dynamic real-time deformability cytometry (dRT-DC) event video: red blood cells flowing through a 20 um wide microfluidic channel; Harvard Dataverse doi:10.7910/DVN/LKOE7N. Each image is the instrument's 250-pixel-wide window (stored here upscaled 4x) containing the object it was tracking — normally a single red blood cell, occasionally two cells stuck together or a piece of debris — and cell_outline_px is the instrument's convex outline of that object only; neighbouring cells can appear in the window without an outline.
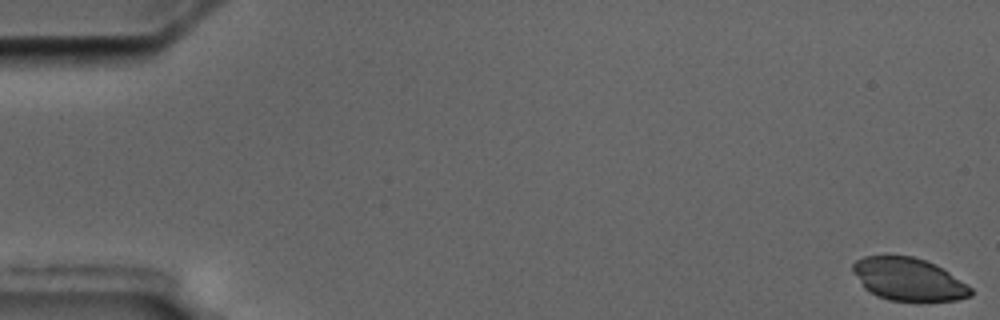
{"species": "common noctule bat (a hibernating species)", "species_latin": "Nyctalus noctula", "temperature_condition": "cold", "stored_images_in_passage": 57, "camera_frame_rate_fps": 3000, "um_per_image_px": 0.085, "animal": {"sex": "male", "body_mass_g": 17.5, "forearm_length_mm": 52.3}, "frame": {"image": 1, "passage_image": 1, "time_ms": 0.0, "image_size_px": [1000, 320], "cell_outline_px": [[972, 296], [956, 300], [888, 300], [876, 296], [864, 288], [852, 272], [852, 264], [856, 260], [864, 256], [912, 256], [936, 264], [972, 288]], "centroid_in_image_um": [77.19, 23.73], "position_along_channel_um": 7.8, "area_um2": 29.13}}
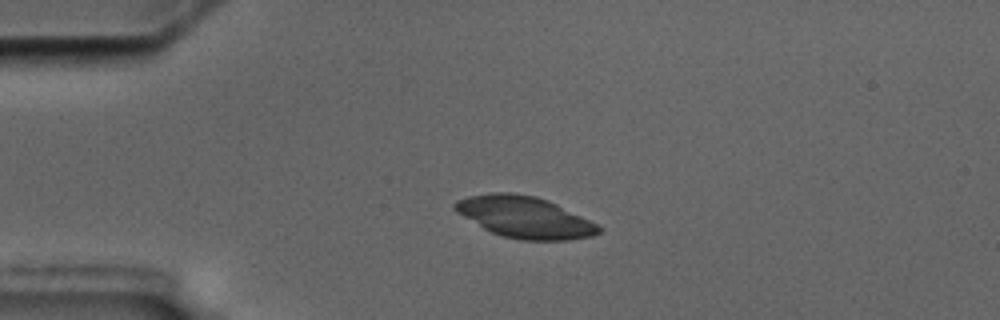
{"frame": {"image": 2, "passage_image": 14, "time_ms": 4.333, "image_size_px": [1000, 320], "cell_outline_px": [[600, 232], [592, 236], [568, 240], [520, 240], [500, 236], [484, 228], [456, 212], [452, 208], [452, 204], [456, 200], [468, 196], [492, 192], [512, 192], [536, 196], [548, 200], [596, 224], [600, 228]], "centroid_in_image_um": [44.54, 18.45], "position_along_channel_um": 40.5, "area_um2": 34.56}}